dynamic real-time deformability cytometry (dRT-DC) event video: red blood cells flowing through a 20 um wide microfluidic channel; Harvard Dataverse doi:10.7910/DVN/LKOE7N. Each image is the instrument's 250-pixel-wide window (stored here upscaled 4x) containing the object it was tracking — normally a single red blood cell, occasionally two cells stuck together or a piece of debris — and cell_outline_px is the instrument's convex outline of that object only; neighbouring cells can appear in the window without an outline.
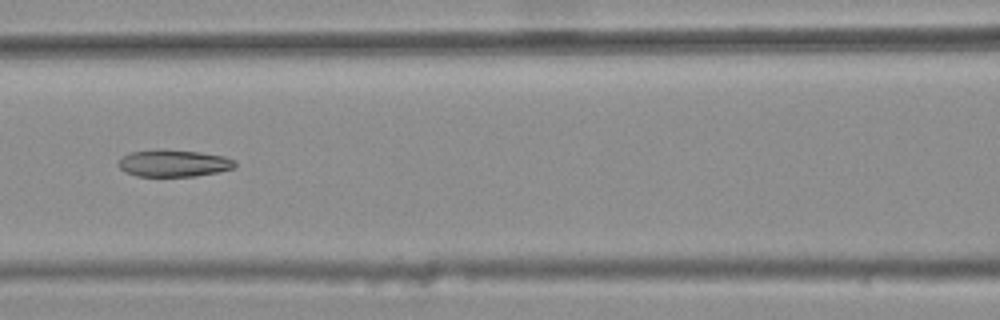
{"species": "common noctule bat (a hibernating species)", "species_latin": "Nyctalus noctula", "temperature_condition": "warm", "stored_images_in_passage": 9, "camera_frame_rate_fps": 3000, "um_per_image_px": 0.085, "animal": {"sex": "female", "body_mass_g": 25.1}, "frame": {"image": 1, "passage_image": 7, "time_ms": 2.0, "image_size_px": [1000, 320], "cell_outline_px": [[236, 164], [232, 168], [216, 172], [192, 176], [136, 176], [124, 172], [116, 164], [124, 156], [132, 152], [200, 152], [224, 156], [236, 160]], "centroid_in_image_um": [14.78, 13.92], "position_along_channel_um": 151.8, "area_um2": 17.4}}
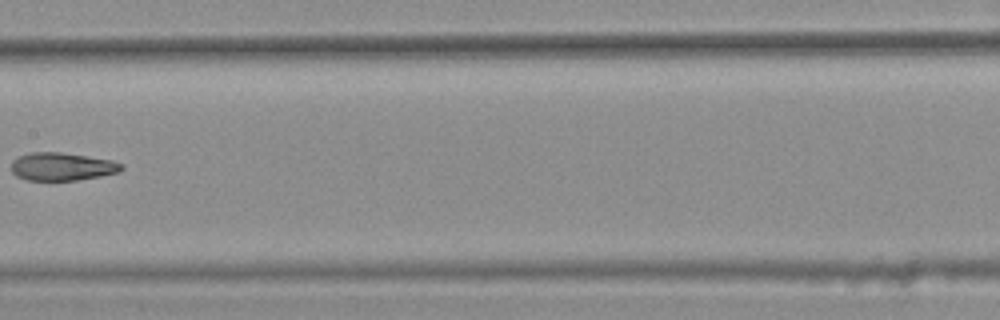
{"frame": {"image": 2, "passage_image": 8, "time_ms": 2.333, "image_size_px": [1000, 320], "cell_outline_px": [[124, 168], [120, 172], [100, 176], [76, 180], [28, 180], [16, 176], [12, 172], [12, 160], [16, 156], [32, 152], [60, 152], [112, 160], [124, 164]], "centroid_in_image_um": [5.27, 14.15], "position_along_channel_um": 202.1, "area_um2": 18.03}}
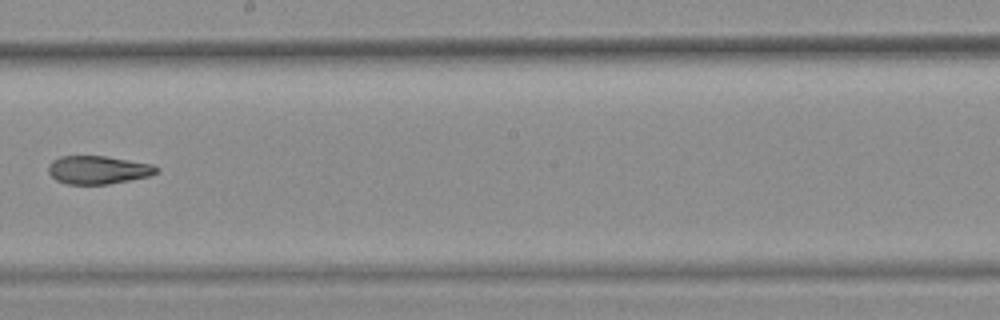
{"frame": {"image": 3, "passage_image": 9, "time_ms": 2.667, "image_size_px": [1000, 320], "cell_outline_px": [[160, 168], [156, 172], [148, 176], [108, 184], [68, 184], [56, 180], [48, 172], [48, 168], [52, 160], [60, 156], [104, 156], [152, 164]], "centroid_in_image_um": [8.31, 14.43], "position_along_channel_um": 239.9, "area_um2": 17.57}}